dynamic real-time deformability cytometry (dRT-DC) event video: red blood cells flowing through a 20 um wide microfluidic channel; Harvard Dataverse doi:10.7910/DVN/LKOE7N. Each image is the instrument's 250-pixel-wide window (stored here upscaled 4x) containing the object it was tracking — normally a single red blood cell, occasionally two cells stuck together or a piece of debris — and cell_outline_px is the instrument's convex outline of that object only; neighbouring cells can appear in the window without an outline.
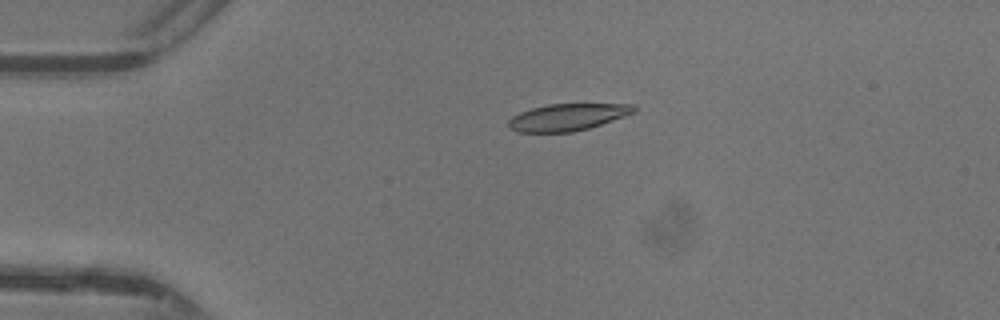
{"species": "common noctule bat (a hibernating species)", "species_latin": "Nyctalus noctula", "temperature_condition": "warm", "stored_images_in_passage": 39, "camera_frame_rate_fps": 3000, "um_per_image_px": 0.085, "animal": {"sex": "female"}, "frame": {"image": 1, "passage_image": 3, "time_ms": 0.667, "image_size_px": [1000, 320], "cell_outline_px": [[636, 112], [588, 128], [572, 132], [516, 132], [508, 128], [508, 120], [512, 116], [520, 112], [532, 108], [548, 104], [636, 104]], "centroid_in_image_um": [48.21, 9.95], "position_along_channel_um": 36.8, "area_um2": 19.65}}
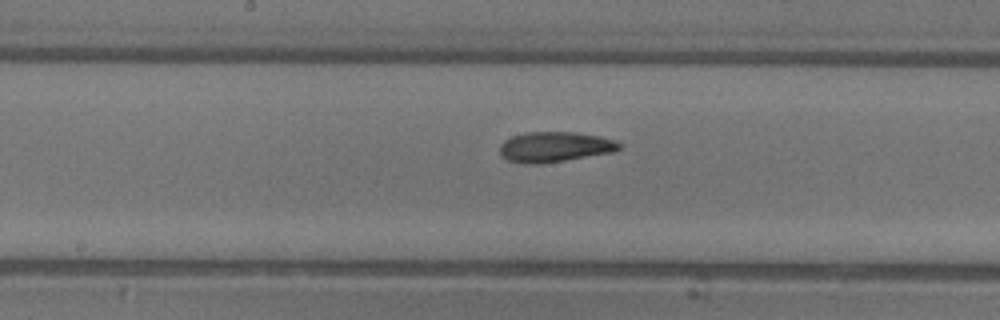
{"frame": {"image": 2, "passage_image": 17, "time_ms": 5.333, "image_size_px": [1000, 320], "cell_outline_px": [[624, 144], [620, 148], [612, 152], [544, 164], [524, 164], [508, 160], [500, 156], [500, 144], [504, 140], [512, 136], [524, 132], [576, 132], [600, 136], [616, 140]], "centroid_in_image_um": [47.15, 12.49], "position_along_channel_um": 201.1, "area_um2": 21.39}}
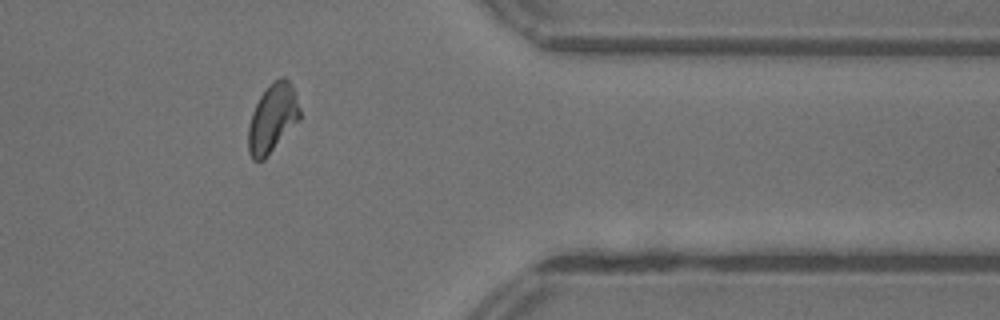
{"frame": {"image": 3, "passage_image": 31, "time_ms": 10.0, "image_size_px": [1000, 320], "cell_outline_px": [[300, 120], [264, 160], [252, 160], [248, 152], [248, 124], [252, 112], [260, 96], [268, 84], [272, 80], [280, 76], [284, 76], [292, 84], [300, 108]], "centroid_in_image_um": [23.16, 10.03], "position_along_channel_um": 388.2, "area_um2": 20.92}, "authors_computed_cell_mechanics": {"area_um2": 20.5768, "velocity_mm_per_s": 4.3964, "shape_relaxation_time_tau1_ms": 3.3581, "shape_relaxation_time_tau2_ms": 2.4242, "deformation_change_tau1": 0.15, "deformation_change_tau2": 0.0909}}